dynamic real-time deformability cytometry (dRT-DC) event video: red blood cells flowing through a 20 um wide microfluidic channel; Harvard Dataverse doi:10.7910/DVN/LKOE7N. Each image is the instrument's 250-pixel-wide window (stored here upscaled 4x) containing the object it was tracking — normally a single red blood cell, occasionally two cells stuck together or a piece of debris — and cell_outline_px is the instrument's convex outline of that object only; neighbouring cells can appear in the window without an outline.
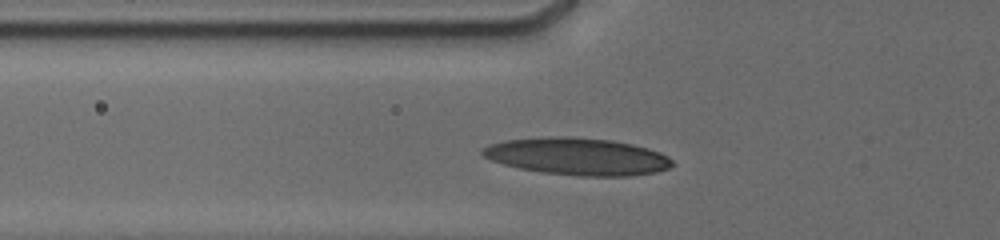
{"species": "human", "species_latin": "Homo sapiens", "temperature_condition": "cold", "stored_images_in_passage": 31, "camera_frame_rate_fps": 3000, "um_per_image_px": 0.085, "donor": {"sex": "male"}, "frame": {"image": 1, "passage_image": 8, "time_ms": 3.333, "image_size_px": [1000, 240], "cell_outline_px": [[672, 164], [668, 168], [656, 172], [632, 176], [580, 176], [540, 172], [520, 168], [504, 164], [492, 160], [484, 156], [480, 152], [484, 148], [492, 144], [504, 140], [568, 136], [612, 140], [632, 144], [648, 148], [660, 152], [668, 156], [672, 160]], "centroid_in_image_um": [49.12, 13.3], "position_along_channel_um": 76.7, "area_um2": 40.86}}
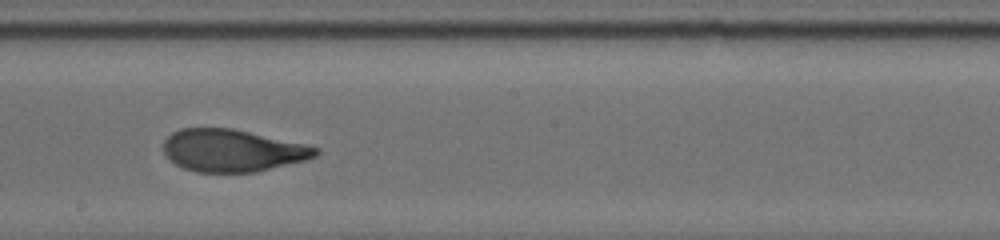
{"frame": {"image": 2, "passage_image": 18, "time_ms": 7.333, "image_size_px": [1000, 240], "cell_outline_px": [[320, 152], [316, 156], [304, 160], [256, 172], [196, 172], [184, 168], [176, 164], [164, 152], [164, 140], [172, 132], [180, 128], [232, 128], [304, 144], [320, 148]], "centroid_in_image_um": [19.75, 12.79], "position_along_channel_um": 228.5, "area_um2": 37.22}}
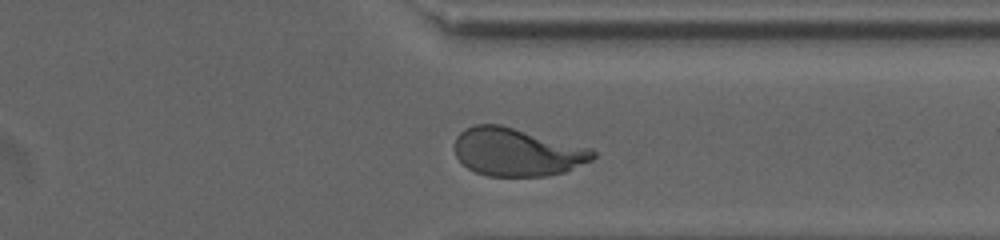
{"frame": {"image": 3, "passage_image": 28, "time_ms": 11.0, "image_size_px": [1000, 240], "cell_outline_px": [[596, 156], [592, 160], [564, 172], [544, 176], [488, 176], [476, 172], [468, 168], [456, 156], [456, 136], [464, 128], [472, 124], [500, 124], [592, 148], [596, 152]], "centroid_in_image_um": [43.95, 12.91], "position_along_channel_um": 367.4, "area_um2": 38.73}, "authors_computed_cell_mechanics": {"area_um2": 38.3214, "velocity_mm_per_s": 3.7909, "shape_relaxation_time_tau1_ms": 4.6402, "shape_relaxation_time_tau2_ms": 0.9958, "deformation_change_tau1": 0.1997, "deformation_change_tau2": 0.0611}}